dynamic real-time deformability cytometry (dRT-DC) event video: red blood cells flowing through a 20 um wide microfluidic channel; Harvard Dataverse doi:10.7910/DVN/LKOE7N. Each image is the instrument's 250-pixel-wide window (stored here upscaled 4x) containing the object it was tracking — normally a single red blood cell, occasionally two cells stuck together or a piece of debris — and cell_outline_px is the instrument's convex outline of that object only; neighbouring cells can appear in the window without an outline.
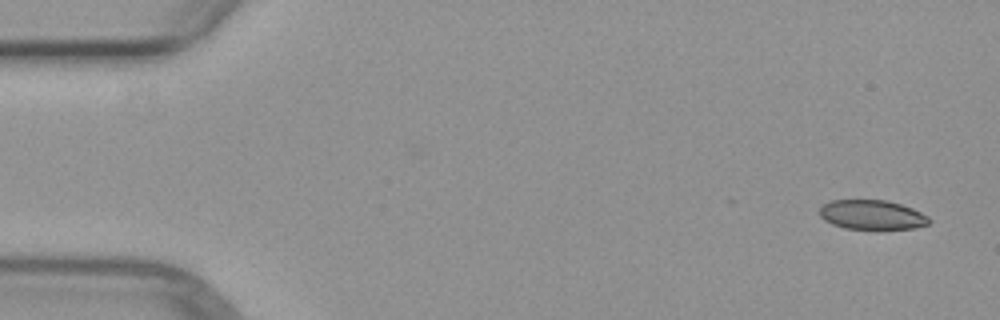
{"species": "common noctule bat (a hibernating species)", "species_latin": "Nyctalus noctula", "temperature_condition": "warm", "stored_images_in_passage": 5, "camera_frame_rate_fps": 3000, "um_per_image_px": 0.085, "animal": {"sex": "female", "body_mass_g": 29.2, "forearm_length_mm": 56.3}, "frame": {"image": 1, "passage_image": 1, "time_ms": 0.0, "image_size_px": [1000, 320], "cell_outline_px": [[932, 220], [928, 224], [912, 228], [844, 228], [832, 224], [824, 220], [820, 216], [820, 208], [824, 204], [832, 200], [884, 200], [900, 204], [912, 208], [928, 216]], "centroid_in_image_um": [74.11, 18.24], "position_along_channel_um": 10.9, "area_um2": 18.5}}